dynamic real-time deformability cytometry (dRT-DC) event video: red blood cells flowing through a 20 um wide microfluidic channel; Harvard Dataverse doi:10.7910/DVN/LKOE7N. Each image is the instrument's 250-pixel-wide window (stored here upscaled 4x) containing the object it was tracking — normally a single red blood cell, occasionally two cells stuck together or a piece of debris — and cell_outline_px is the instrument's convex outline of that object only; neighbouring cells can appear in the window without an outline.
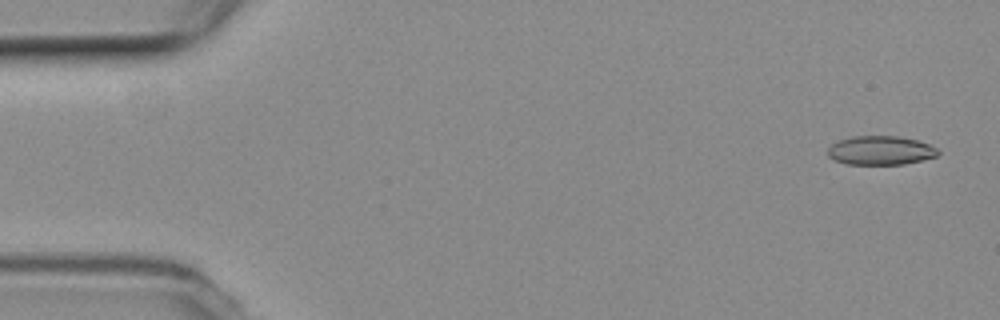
{"species": "common noctule bat (a hibernating species)", "species_latin": "Nyctalus noctula", "temperature_condition": "room temperature", "stored_images_in_passage": 54, "camera_frame_rate_fps": 3000, "um_per_image_px": 0.085, "animal": {"sex": "female", "body_mass_g": 19.3, "forearm_length_mm": 54.1}, "frame": {"image": 1, "passage_image": 2, "time_ms": 0.333, "image_size_px": [1000, 320], "cell_outline_px": [[940, 152], [936, 156], [904, 164], [848, 164], [836, 160], [828, 156], [828, 148], [832, 144], [840, 140], [852, 136], [896, 136], [916, 140], [928, 144], [936, 148]], "centroid_in_image_um": [74.83, 12.78], "position_along_channel_um": 10.2, "area_um2": 18.32}}
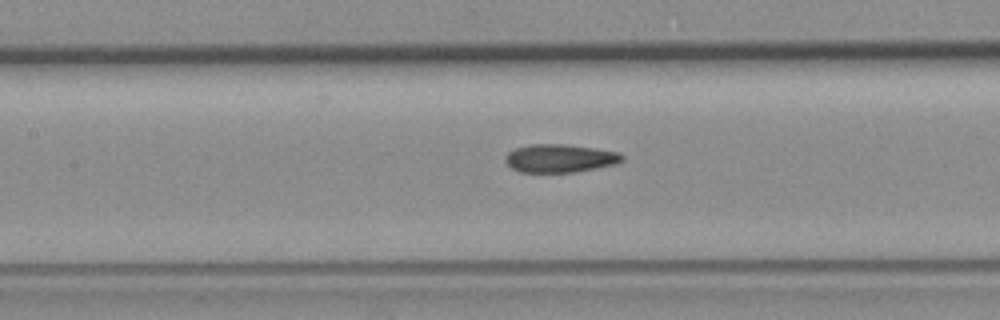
{"frame": {"image": 2, "passage_image": 24, "time_ms": 7.667, "image_size_px": [1000, 320], "cell_outline_px": [[624, 160], [616, 164], [576, 172], [520, 172], [512, 168], [504, 160], [504, 156], [508, 152], [516, 148], [528, 144], [564, 144], [620, 152], [624, 156]], "centroid_in_image_um": [47.59, 13.45], "position_along_channel_um": 159.8, "area_um2": 19.25}}
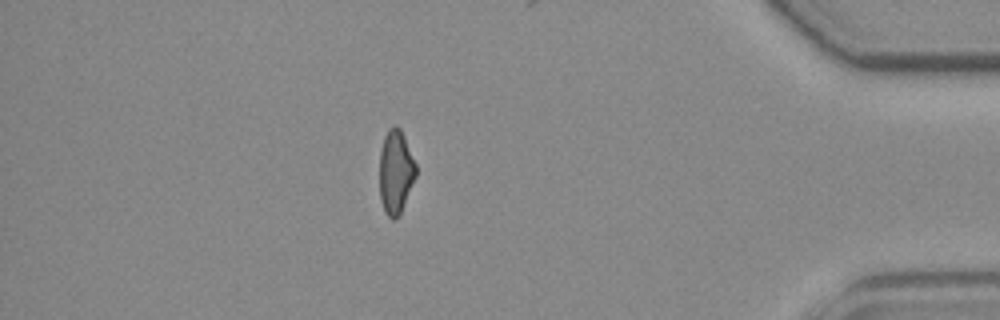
{"frame": {"image": 3, "passage_image": 47, "time_ms": 15.333, "image_size_px": [1000, 320], "cell_outline_px": [[416, 176], [400, 216], [392, 220], [384, 212], [380, 200], [380, 152], [384, 136], [388, 128], [396, 124], [400, 128], [416, 164]], "centroid_in_image_um": [33.63, 14.64], "position_along_channel_um": 401.6, "area_um2": 17.92}, "authors_computed_cell_mechanics": {"area_um2": 18.8428, "velocity_mm_per_s": 3.766, "shape_relaxation_time_tau1_ms": null, "shape_relaxation_time_tau2_ms": 1.9732, "deformation_change_tau1": null, "deformation_change_tau2": 0.0891}}